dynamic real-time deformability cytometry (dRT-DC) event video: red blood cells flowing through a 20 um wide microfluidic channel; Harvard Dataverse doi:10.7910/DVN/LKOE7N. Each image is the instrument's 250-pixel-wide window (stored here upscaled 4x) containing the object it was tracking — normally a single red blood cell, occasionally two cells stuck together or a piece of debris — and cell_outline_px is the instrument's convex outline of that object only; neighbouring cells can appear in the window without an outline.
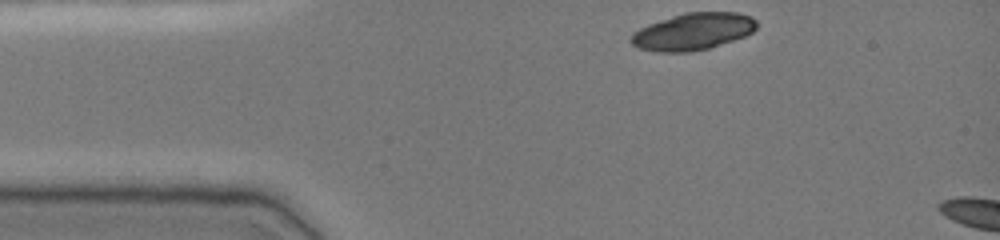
{"species": "common noctule bat (a hibernating species)", "species_latin": "Nyctalus noctula", "temperature_condition": "cold", "stored_images_in_passage": 35, "camera_frame_rate_fps": 3000, "um_per_image_px": 0.085, "animal": {"sex": "female", "body_mass_g": 19.0, "forearm_length_mm": 51.5}, "frame": {"image": 1, "passage_image": 1, "time_ms": 0.0, "image_size_px": [1000, 240], "cell_outline_px": [[756, 28], [752, 32], [744, 36], [708, 48], [692, 52], [656, 52], [640, 48], [632, 44], [628, 40], [632, 32], [648, 24], [684, 12], [740, 12], [752, 16], [756, 20]], "centroid_in_image_um": [58.88, 2.67], "position_along_channel_um": 26.1, "area_um2": 27.17}}
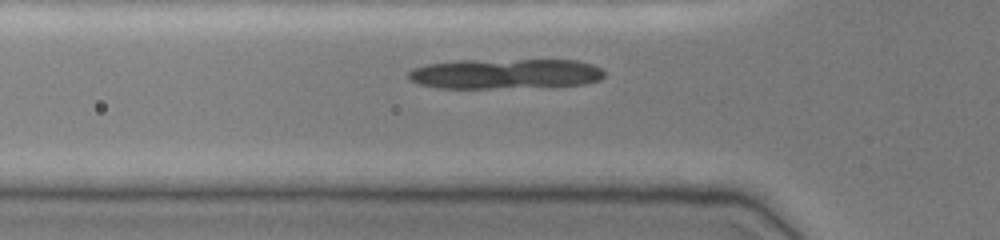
{"frame": {"image": 2, "passage_image": 9, "time_ms": 2.667, "image_size_px": [1000, 240], "cell_outline_px": [[604, 76], [600, 80], [584, 84], [488, 88], [436, 88], [420, 84], [408, 80], [408, 72], [412, 68], [428, 64], [460, 60], [576, 60], [592, 64], [600, 68], [604, 72]], "centroid_in_image_um": [42.9, 6.26], "position_along_channel_um": 82.9, "area_um2": 34.22}}
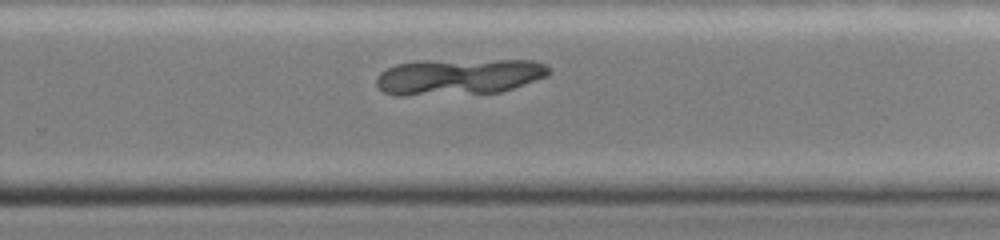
{"frame": {"image": 3, "passage_image": 25, "time_ms": 8.0, "image_size_px": [1000, 240], "cell_outline_px": [[552, 72], [548, 76], [500, 92], [404, 96], [396, 96], [384, 92], [376, 84], [376, 76], [380, 72], [396, 64], [496, 60], [532, 60], [544, 64]], "centroid_in_image_um": [39.02, 6.55], "position_along_channel_um": 290.8, "area_um2": 35.55}}